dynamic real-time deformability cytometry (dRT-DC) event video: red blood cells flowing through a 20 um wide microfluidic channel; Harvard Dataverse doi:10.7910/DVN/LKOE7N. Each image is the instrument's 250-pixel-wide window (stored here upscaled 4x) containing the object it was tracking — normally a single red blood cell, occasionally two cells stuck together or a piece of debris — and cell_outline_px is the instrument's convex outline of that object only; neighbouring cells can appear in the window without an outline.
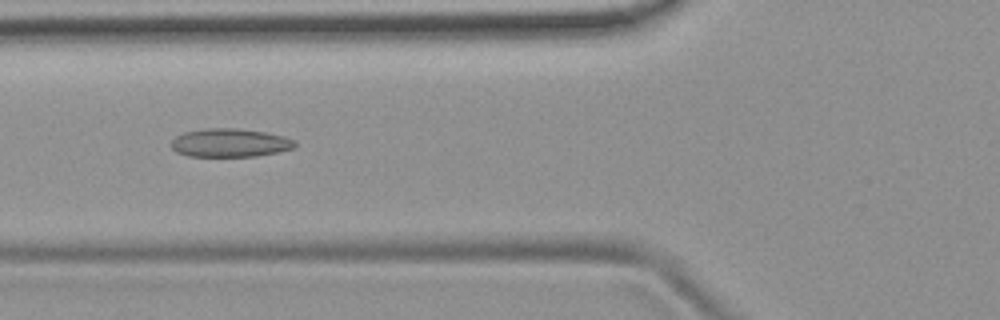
{"species": "common noctule bat (a hibernating species)", "species_latin": "Nyctalus noctula", "temperature_condition": "room temperature", "stored_images_in_passage": 53, "camera_frame_rate_fps": 3000, "um_per_image_px": 0.085, "animal": {"sex": "female", "body_mass_g": 19.9}, "frame": {"image": 1, "passage_image": 20, "time_ms": 6.333, "image_size_px": [1000, 320], "cell_outline_px": [[296, 144], [292, 148], [276, 152], [256, 156], [188, 156], [176, 152], [172, 148], [172, 140], [176, 136], [184, 132], [208, 128], [236, 128], [264, 132], [284, 136], [296, 140]], "centroid_in_image_um": [19.53, 12.13], "position_along_channel_um": 106.3, "area_um2": 20.35}}
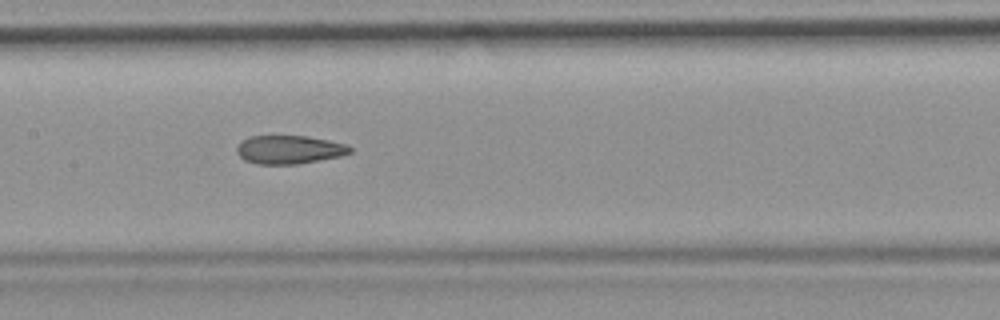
{"frame": {"image": 2, "passage_image": 26, "time_ms": 8.333, "image_size_px": [1000, 320], "cell_outline_px": [[352, 152], [340, 156], [296, 164], [256, 164], [244, 160], [236, 152], [236, 148], [244, 140], [252, 136], [308, 136], [348, 144], [352, 148]], "centroid_in_image_um": [24.61, 12.72], "position_along_channel_um": 182.8, "area_um2": 18.67}}
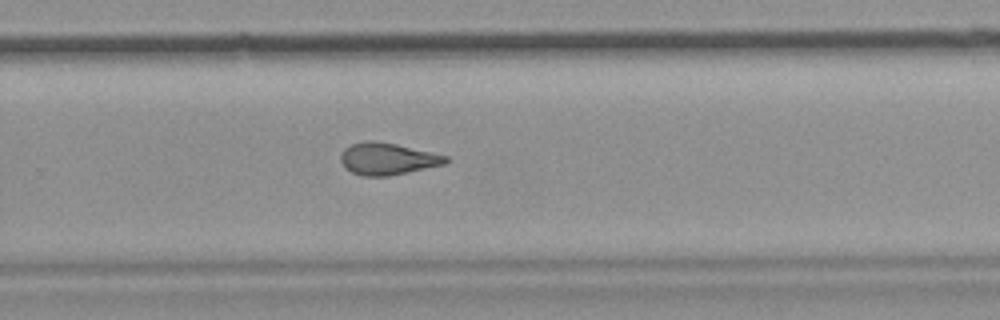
{"frame": {"image": 3, "passage_image": 35, "time_ms": 11.333, "image_size_px": [1000, 320], "cell_outline_px": [[448, 160], [444, 164], [408, 172], [388, 176], [360, 176], [344, 168], [340, 160], [340, 156], [344, 148], [352, 144], [368, 140], [372, 140], [396, 144], [448, 156]], "centroid_in_image_um": [32.89, 13.5], "position_along_channel_um": 296.9, "area_um2": 19.48}, "authors_computed_cell_mechanics": {"area_um2": 20.1144, "velocity_mm_per_s": 3.8173, "shape_relaxation_time_tau1_ms": null, "shape_relaxation_time_tau2_ms": 3.8069, "deformation_change_tau1": null, "deformation_change_tau2": 0.1146}}